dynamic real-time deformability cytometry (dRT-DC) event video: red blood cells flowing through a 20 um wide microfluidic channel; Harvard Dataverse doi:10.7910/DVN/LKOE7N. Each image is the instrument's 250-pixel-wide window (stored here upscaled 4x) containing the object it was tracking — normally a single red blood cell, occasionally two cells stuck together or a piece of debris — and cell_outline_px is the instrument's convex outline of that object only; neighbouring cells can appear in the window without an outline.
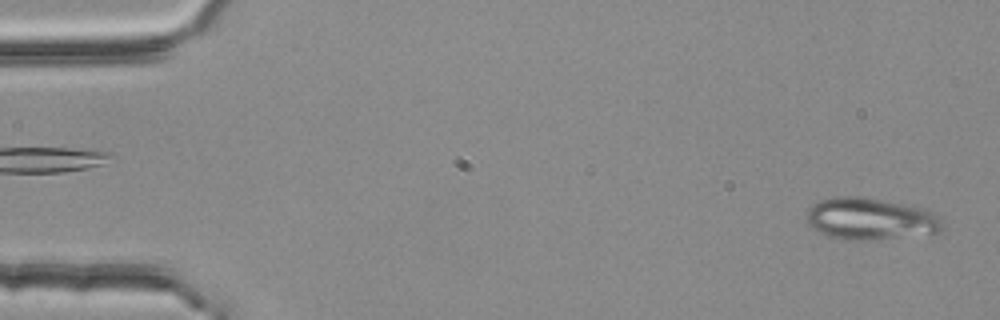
{"species": "common noctule bat (a hibernating species)", "species_latin": "Nyctalus noctula", "temperature_condition": "room temperature", "stored_images_in_passage": 3, "camera_frame_rate_fps": 3000, "um_per_image_px": 0.085, "animal": {"sex": "female", "body_mass_g": 25.1}, "frame": {"image": 1, "passage_image": 3, "time_ms": 0.667, "image_size_px": [1000, 320], "cell_outline_px": [[944, 228], [940, 232], [872, 240], [848, 240], [828, 236], [812, 228], [804, 220], [808, 208], [820, 200], [836, 196], [860, 196], [920, 208], [932, 212], [940, 220]], "centroid_in_image_um": [73.9, 18.61], "position_along_channel_um": 11.1, "area_um2": 32.89}}